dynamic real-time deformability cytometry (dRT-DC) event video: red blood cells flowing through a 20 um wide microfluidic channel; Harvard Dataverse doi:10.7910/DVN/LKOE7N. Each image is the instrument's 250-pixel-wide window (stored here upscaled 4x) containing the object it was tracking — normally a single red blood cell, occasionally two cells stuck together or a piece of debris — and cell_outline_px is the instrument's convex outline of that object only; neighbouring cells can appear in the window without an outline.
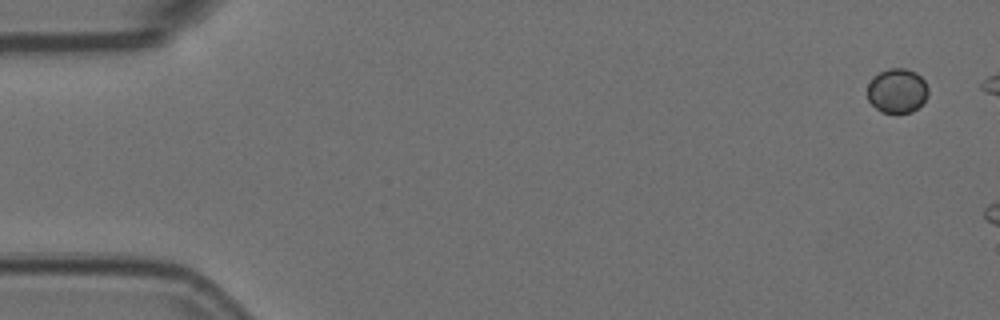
{"species": "Egyptian fruit bat (a non-hibernating species)", "species_latin": "Rousettus aegyptiacus", "temperature_condition": "room temperature", "stored_images_in_passage": 5, "camera_frame_rate_fps": 3000, "um_per_image_px": 0.085, "animal": {"sex": "female"}, "frame": {"image": 1, "passage_image": 1, "time_ms": 0.0, "image_size_px": [1000, 320], "cell_outline_px": [[928, 96], [912, 112], [880, 112], [868, 100], [868, 84], [872, 76], [888, 68], [904, 68], [916, 72], [924, 80], [928, 88]], "centroid_in_image_um": [76.24, 7.69], "position_along_channel_um": 8.8, "area_um2": 15.72}}